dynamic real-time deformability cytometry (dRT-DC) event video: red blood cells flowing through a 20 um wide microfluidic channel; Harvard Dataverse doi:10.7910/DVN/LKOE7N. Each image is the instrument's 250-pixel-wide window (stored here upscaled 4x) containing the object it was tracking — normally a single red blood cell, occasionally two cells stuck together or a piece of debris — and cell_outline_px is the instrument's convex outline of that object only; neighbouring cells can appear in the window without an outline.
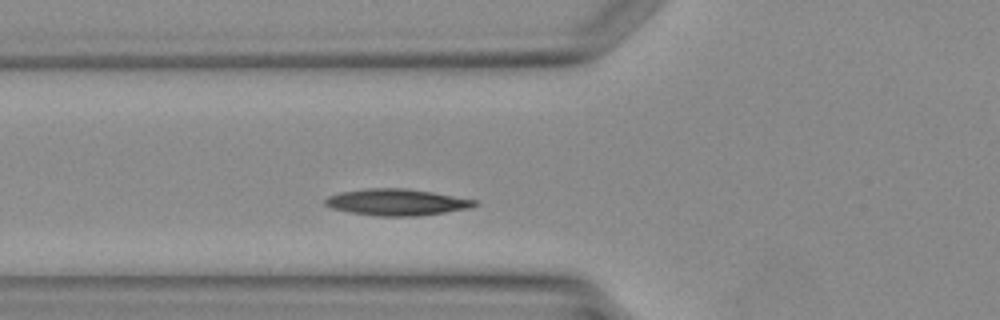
{"species": "Egyptian fruit bat (a non-hibernating species)", "species_latin": "Rousettus aegyptiacus", "temperature_condition": "warm", "stored_images_in_passage": 28, "camera_frame_rate_fps": 3000, "um_per_image_px": 0.085, "animal": {"sex": "female"}, "frame": {"image": 1, "passage_image": 5, "time_ms": 1.333, "image_size_px": [1000, 320], "cell_outline_px": [[480, 204], [472, 208], [420, 216], [376, 216], [348, 212], [332, 208], [324, 204], [324, 200], [328, 196], [340, 192], [368, 188], [404, 188], [432, 192], [476, 200]], "centroid_in_image_um": [33.73, 17.19], "position_along_channel_um": 92.1, "area_um2": 23.24}}